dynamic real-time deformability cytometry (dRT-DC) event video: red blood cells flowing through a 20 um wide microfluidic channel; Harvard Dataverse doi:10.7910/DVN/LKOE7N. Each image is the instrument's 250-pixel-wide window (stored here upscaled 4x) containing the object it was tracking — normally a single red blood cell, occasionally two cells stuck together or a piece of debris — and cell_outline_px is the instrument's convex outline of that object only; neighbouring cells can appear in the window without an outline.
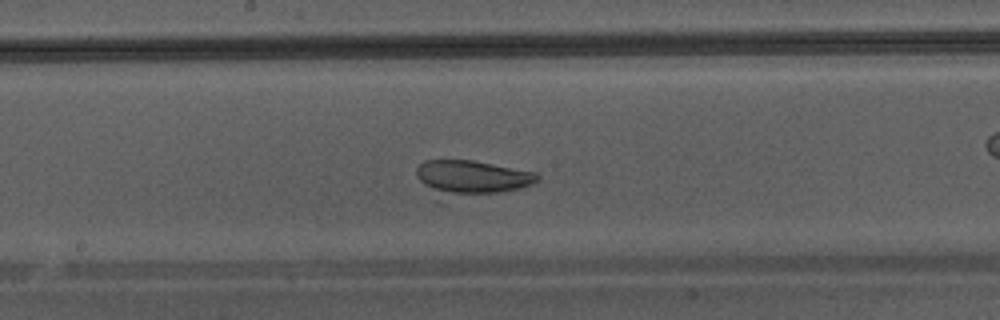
{"species": "Egyptian fruit bat (a non-hibernating species)", "species_latin": "Rousettus aegyptiacus", "temperature_condition": "warm", "stored_images_in_passage": 40, "camera_frame_rate_fps": 3000, "um_per_image_px": 0.085, "animal": {"sex": "male"}, "frame": {"image": 1, "passage_image": 18, "time_ms": 5.667, "image_size_px": [1000, 320], "cell_outline_px": [[540, 180], [532, 184], [520, 188], [500, 192], [452, 192], [432, 188], [424, 184], [416, 176], [416, 168], [424, 160], [472, 160], [536, 172], [540, 176]], "centroid_in_image_um": [40.21, 14.99], "position_along_channel_um": 208.0, "area_um2": 22.54}}